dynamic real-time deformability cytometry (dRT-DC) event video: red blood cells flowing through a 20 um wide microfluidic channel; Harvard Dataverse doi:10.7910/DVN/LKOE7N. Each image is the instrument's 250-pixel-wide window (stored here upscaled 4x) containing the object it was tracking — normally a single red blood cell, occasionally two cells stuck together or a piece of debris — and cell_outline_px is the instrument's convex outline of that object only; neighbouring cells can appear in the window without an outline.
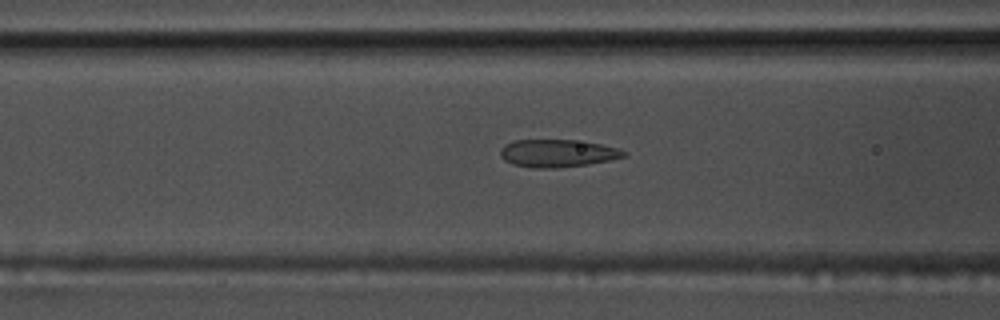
{"species": "common noctule bat (a hibernating species)", "species_latin": "Nyctalus noctula", "temperature_condition": "warm", "stored_images_in_passage": 45, "camera_frame_rate_fps": 3000, "um_per_image_px": 0.085, "animal": {"sex": "male", "body_mass_g": 17.5, "forearm_length_mm": 52.3}, "frame": {"image": 1, "passage_image": 22, "time_ms": 7.0, "image_size_px": [1000, 320], "cell_outline_px": [[628, 156], [588, 164], [556, 168], [532, 168], [512, 164], [504, 160], [500, 156], [500, 152], [504, 144], [516, 140], [572, 140], [600, 144], [616, 148], [628, 152]], "centroid_in_image_um": [47.37, 13.03], "position_along_channel_um": 119.2, "area_um2": 19.83}}
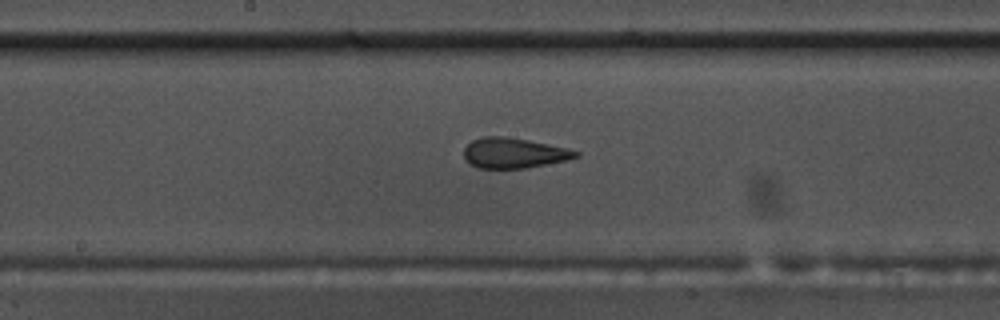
{"frame": {"image": 2, "passage_image": 29, "time_ms": 9.333, "image_size_px": [1000, 320], "cell_outline_px": [[580, 156], [568, 160], [524, 168], [476, 168], [468, 164], [464, 156], [464, 148], [472, 140], [484, 136], [504, 136], [528, 140], [568, 148], [580, 152]], "centroid_in_image_um": [43.67, 13.01], "position_along_channel_um": 204.5, "area_um2": 19.83}}
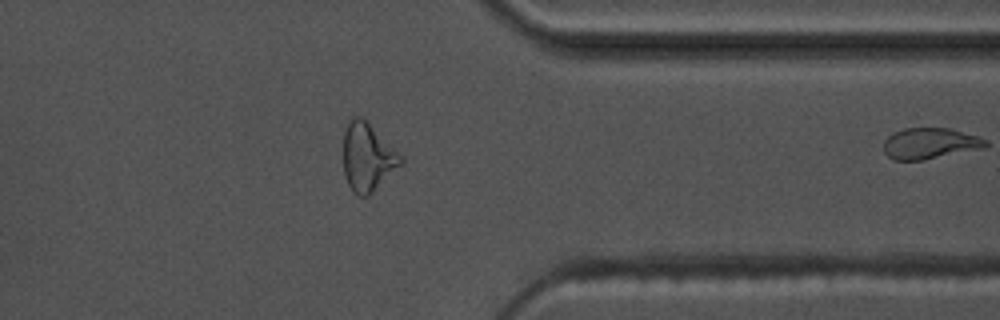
{"frame": {"image": 3, "passage_image": 44, "time_ms": 14.333, "image_size_px": [1000, 320], "cell_outline_px": [[404, 160], [368, 196], [356, 196], [352, 192], [348, 184], [344, 172], [344, 132], [348, 120], [352, 116], [364, 116]], "centroid_in_image_um": [31.19, 13.32], "position_along_channel_um": 380.2, "area_um2": 22.48}}